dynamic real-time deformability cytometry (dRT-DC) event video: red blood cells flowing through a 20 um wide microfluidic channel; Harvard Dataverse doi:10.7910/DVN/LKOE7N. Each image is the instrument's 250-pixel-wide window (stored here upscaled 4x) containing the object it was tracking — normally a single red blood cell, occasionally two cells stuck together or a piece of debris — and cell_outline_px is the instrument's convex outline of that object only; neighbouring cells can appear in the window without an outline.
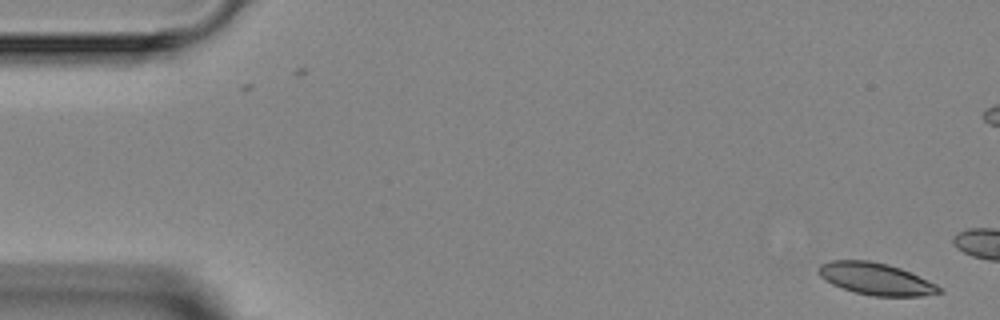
{"species": "Egyptian fruit bat (a non-hibernating species)", "species_latin": "Rousettus aegyptiacus", "temperature_condition": "room temperature", "stored_images_in_passage": 4, "camera_frame_rate_fps": 3000, "um_per_image_px": 0.085, "animal": {"sex": "female"}, "frame": {"image": 1, "passage_image": 1, "time_ms": 0.0, "image_size_px": [1000, 320], "cell_outline_px": [[944, 292], [920, 296], [872, 296], [856, 292], [832, 284], [824, 280], [820, 276], [820, 264], [832, 260], [868, 260], [888, 264], [900, 268], [936, 284], [944, 288]], "centroid_in_image_um": [74.48, 23.7], "position_along_channel_um": 10.5, "area_um2": 22.31}}